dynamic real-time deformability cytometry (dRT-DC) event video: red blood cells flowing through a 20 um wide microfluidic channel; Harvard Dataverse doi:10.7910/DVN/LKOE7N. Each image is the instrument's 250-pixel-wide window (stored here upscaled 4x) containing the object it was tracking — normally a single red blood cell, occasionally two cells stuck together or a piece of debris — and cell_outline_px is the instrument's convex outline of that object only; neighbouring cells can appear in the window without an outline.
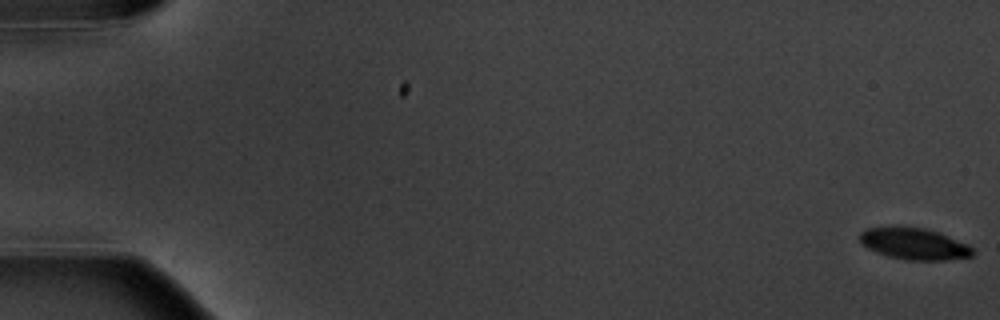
{"species": "common noctule bat (a hibernating species)", "species_latin": "Nyctalus noctula", "temperature_condition": "warm", "stored_images_in_passage": 5, "camera_frame_rate_fps": 3000, "um_per_image_px": 0.085, "animal": {"sex": "male", "body_mass_g": 20.1, "forearm_length_mm": 53.5}, "frame": {"image": 1, "passage_image": 1, "time_ms": 0.0, "image_size_px": [1000, 320], "cell_outline_px": [[972, 256], [944, 260], [908, 260], [888, 256], [876, 252], [860, 244], [860, 232], [864, 228], [892, 224], [900, 224], [928, 228], [940, 232], [968, 244], [972, 248]], "centroid_in_image_um": [77.63, 20.66], "position_along_channel_um": 7.4, "area_um2": 21.56}}
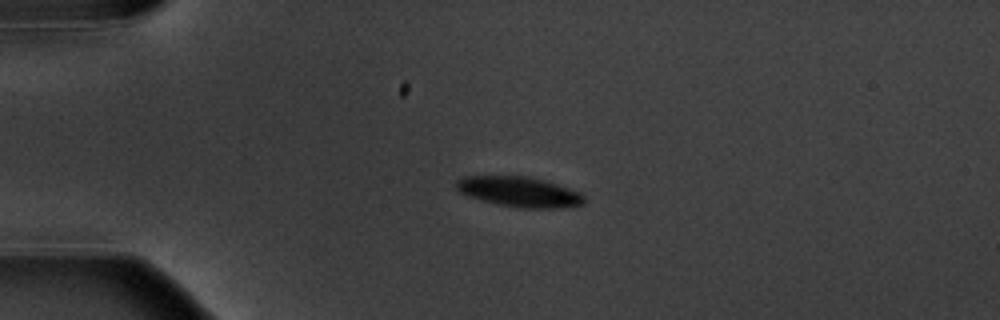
{"frame": {"image": 2, "passage_image": 4, "time_ms": 4.667, "image_size_px": [1000, 320], "cell_outline_px": [[584, 204], [564, 208], [516, 208], [496, 204], [480, 200], [468, 196], [460, 192], [456, 188], [456, 180], [464, 176], [524, 176], [544, 180], [580, 192], [584, 196]], "centroid_in_image_um": [44.13, 16.32], "position_along_channel_um": 40.9, "area_um2": 22.6}}